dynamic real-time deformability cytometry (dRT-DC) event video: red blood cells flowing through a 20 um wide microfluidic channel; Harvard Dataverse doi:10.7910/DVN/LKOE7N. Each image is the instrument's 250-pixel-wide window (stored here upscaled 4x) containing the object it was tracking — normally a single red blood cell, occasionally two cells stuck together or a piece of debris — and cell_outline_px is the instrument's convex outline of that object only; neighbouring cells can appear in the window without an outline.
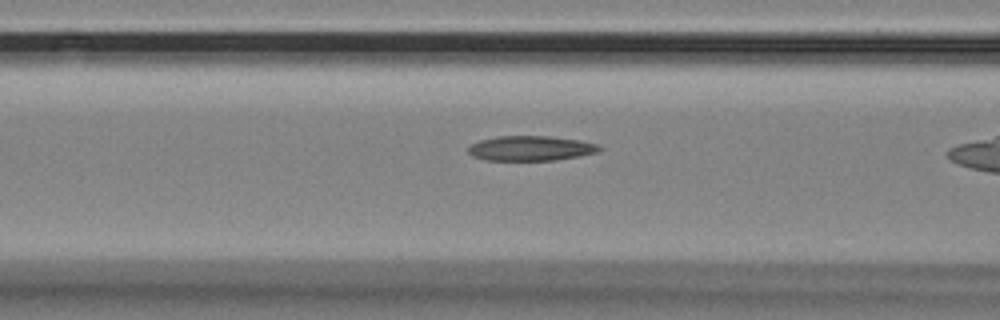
{"species": "Egyptian fruit bat (a non-hibernating species)", "species_latin": "Rousettus aegyptiacus", "temperature_condition": "room temperature", "stored_images_in_passage": 38, "camera_frame_rate_fps": 3000, "um_per_image_px": 0.085, "animal": {"sex": "female"}, "frame": {"image": 1, "passage_image": 16, "time_ms": 5.0, "image_size_px": [1000, 320], "cell_outline_px": [[604, 148], [596, 152], [556, 160], [484, 160], [472, 156], [468, 152], [468, 148], [472, 144], [480, 140], [500, 136], [548, 136], [580, 140], [596, 144]], "centroid_in_image_um": [45.09, 12.6], "position_along_channel_um": 121.5, "area_um2": 18.84}}
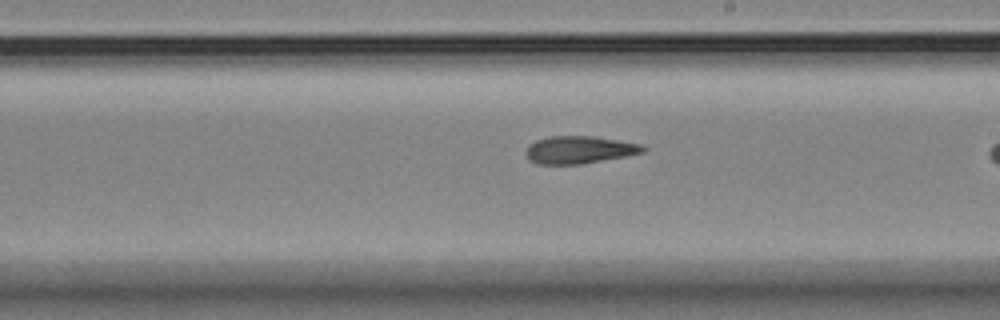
{"frame": {"image": 2, "passage_image": 26, "time_ms": 8.333, "image_size_px": [1000, 320], "cell_outline_px": [[648, 148], [644, 152], [624, 156], [580, 164], [536, 164], [528, 160], [524, 152], [536, 140], [548, 136], [592, 136], [640, 144]], "centroid_in_image_um": [49.2, 12.73], "position_along_channel_um": 239.8, "area_um2": 18.61}}
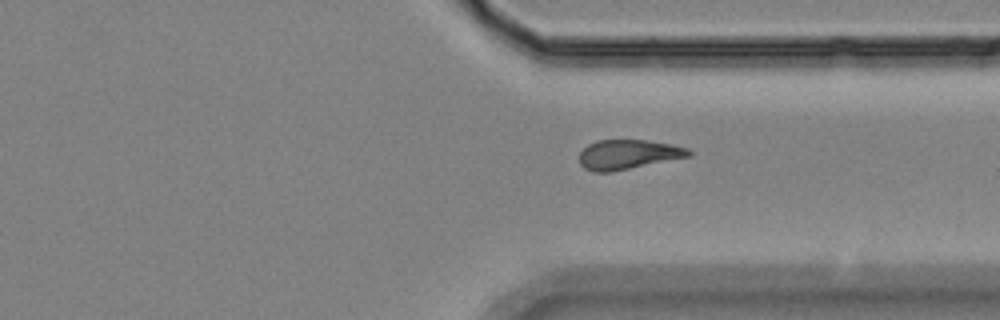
{"frame": {"image": 3, "passage_image": 36, "time_ms": 11.667, "image_size_px": [1000, 320], "cell_outline_px": [[692, 156], [608, 172], [596, 172], [584, 168], [580, 164], [580, 152], [588, 144], [596, 140], [644, 140], [668, 144], [688, 148], [692, 152]], "centroid_in_image_um": [53.38, 13.12], "position_along_channel_um": 358.0, "area_um2": 18.61}}